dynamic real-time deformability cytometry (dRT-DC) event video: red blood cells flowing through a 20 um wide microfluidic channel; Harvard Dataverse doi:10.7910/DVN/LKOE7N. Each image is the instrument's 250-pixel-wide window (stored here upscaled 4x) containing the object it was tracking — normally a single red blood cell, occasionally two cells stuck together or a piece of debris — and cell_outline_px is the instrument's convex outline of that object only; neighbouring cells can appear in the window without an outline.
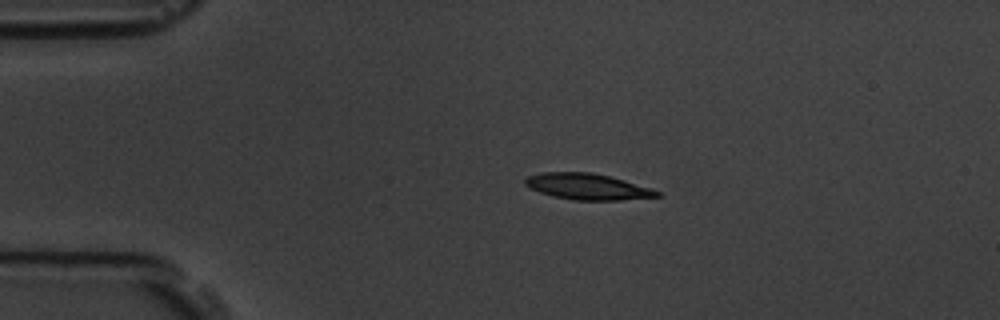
{"species": "common noctule bat (a hibernating species)", "species_latin": "Nyctalus noctula", "temperature_condition": "room temperature", "stored_images_in_passage": 4, "camera_frame_rate_fps": 3000, "um_per_image_px": 0.085, "animal": {"sex": "male", "body_mass_g": 19.5, "forearm_length_mm": 54.6}, "frame": {"image": 1, "passage_image": 2, "time_ms": 2.0, "image_size_px": [1000, 320], "cell_outline_px": [[660, 196], [620, 200], [572, 200], [552, 196], [540, 192], [524, 184], [524, 180], [528, 176], [540, 172], [592, 172], [624, 180], [652, 188], [660, 192]], "centroid_in_image_um": [49.92, 15.86], "position_along_channel_um": 35.1, "area_um2": 20.0}}
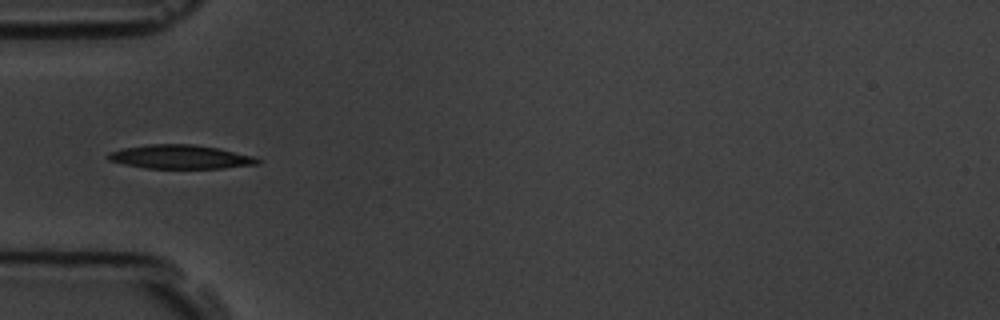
{"frame": {"image": 2, "passage_image": 4, "time_ms": 4.0, "image_size_px": [1000, 320], "cell_outline_px": [[260, 164], [224, 168], [144, 168], [124, 164], [108, 160], [104, 156], [108, 152], [120, 148], [148, 144], [192, 144], [220, 148], [256, 156], [260, 160]], "centroid_in_image_um": [15.32, 13.33], "position_along_channel_um": 69.7, "area_um2": 21.15}}